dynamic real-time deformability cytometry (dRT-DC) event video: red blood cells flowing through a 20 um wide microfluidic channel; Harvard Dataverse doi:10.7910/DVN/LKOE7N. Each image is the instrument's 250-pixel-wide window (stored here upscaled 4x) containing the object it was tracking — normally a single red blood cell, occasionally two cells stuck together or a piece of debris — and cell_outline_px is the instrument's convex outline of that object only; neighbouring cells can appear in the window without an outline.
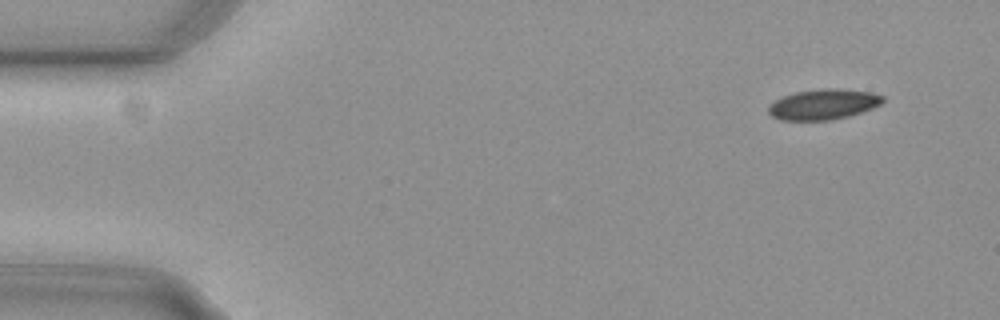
{"species": "common noctule bat (a hibernating species)", "species_latin": "Nyctalus noctula", "temperature_condition": "cold", "stored_images_in_passage": 47, "camera_frame_rate_fps": 3000, "um_per_image_px": 0.085, "animal": {"sex": "female", "body_mass_g": 29.2, "forearm_length_mm": 56.3}, "frame": {"image": 1, "passage_image": 1, "time_ms": 0.0, "image_size_px": [1000, 320], "cell_outline_px": [[884, 100], [880, 104], [872, 108], [848, 116], [828, 120], [780, 120], [772, 116], [768, 112], [768, 104], [784, 96], [796, 92], [828, 88], [840, 88], [872, 92], [884, 96]], "centroid_in_image_um": [69.98, 8.86], "position_along_channel_um": 15.0, "area_um2": 20.17}}
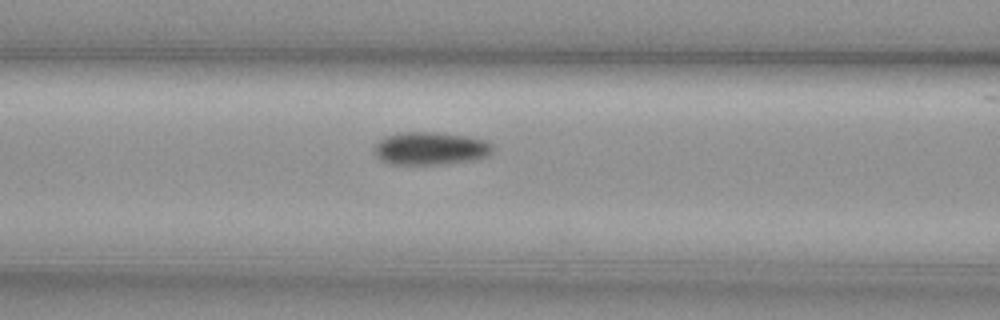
{"frame": {"image": 2, "passage_image": 19, "time_ms": 6.0, "image_size_px": [1000, 320], "cell_outline_px": [[492, 152], [488, 156], [476, 160], [444, 164], [392, 164], [380, 160], [376, 156], [372, 148], [384, 136], [404, 132], [432, 132], [468, 136], [488, 140], [492, 144]], "centroid_in_image_um": [36.61, 12.62], "position_along_channel_um": 130.0, "area_um2": 22.95}}
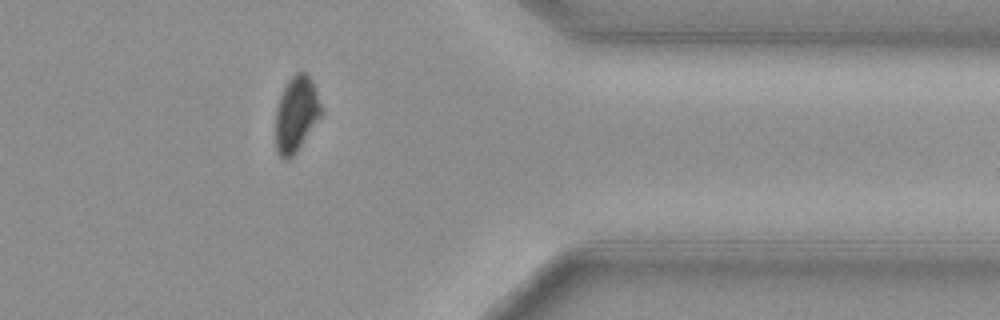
{"frame": {"image": 3, "passage_image": 41, "time_ms": 13.333, "image_size_px": [1000, 320], "cell_outline_px": [[324, 112], [296, 152], [288, 160], [284, 160], [276, 152], [276, 108], [280, 96], [288, 80], [296, 72], [304, 72], [312, 80]], "centroid_in_image_um": [25.18, 9.71], "position_along_channel_um": 386.2, "area_um2": 20.06}}